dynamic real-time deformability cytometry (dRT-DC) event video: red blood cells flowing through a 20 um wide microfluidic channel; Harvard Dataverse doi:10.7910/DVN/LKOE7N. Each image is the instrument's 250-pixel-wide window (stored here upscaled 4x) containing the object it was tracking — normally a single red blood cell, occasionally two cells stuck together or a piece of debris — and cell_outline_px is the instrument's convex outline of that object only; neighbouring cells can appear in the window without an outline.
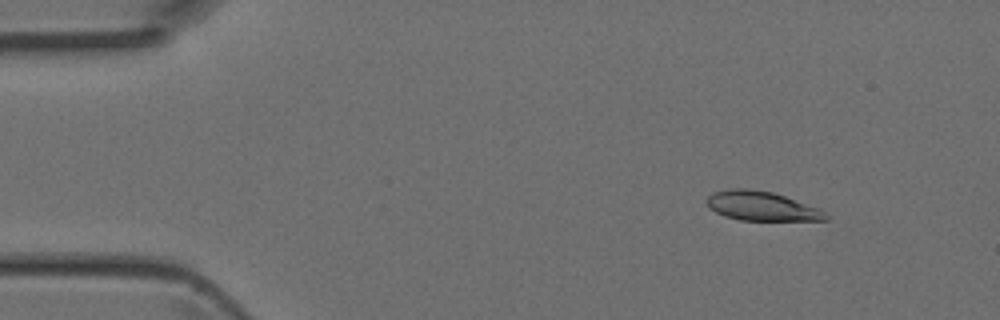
{"species": "Egyptian fruit bat (a non-hibernating species)", "species_latin": "Rousettus aegyptiacus", "temperature_condition": "room temperature", "stored_images_in_passage": 4, "camera_frame_rate_fps": 3000, "um_per_image_px": 0.085, "animal": {"sex": "female"}, "frame": {"image": 1, "passage_image": 2, "time_ms": 0.333, "image_size_px": [1000, 320], "cell_outline_px": [[828, 220], [740, 220], [724, 216], [708, 208], [708, 196], [712, 192], [728, 188], [748, 188], [772, 192], [820, 208], [828, 212]], "centroid_in_image_um": [64.74, 17.51], "position_along_channel_um": 20.3, "area_um2": 20.4}}